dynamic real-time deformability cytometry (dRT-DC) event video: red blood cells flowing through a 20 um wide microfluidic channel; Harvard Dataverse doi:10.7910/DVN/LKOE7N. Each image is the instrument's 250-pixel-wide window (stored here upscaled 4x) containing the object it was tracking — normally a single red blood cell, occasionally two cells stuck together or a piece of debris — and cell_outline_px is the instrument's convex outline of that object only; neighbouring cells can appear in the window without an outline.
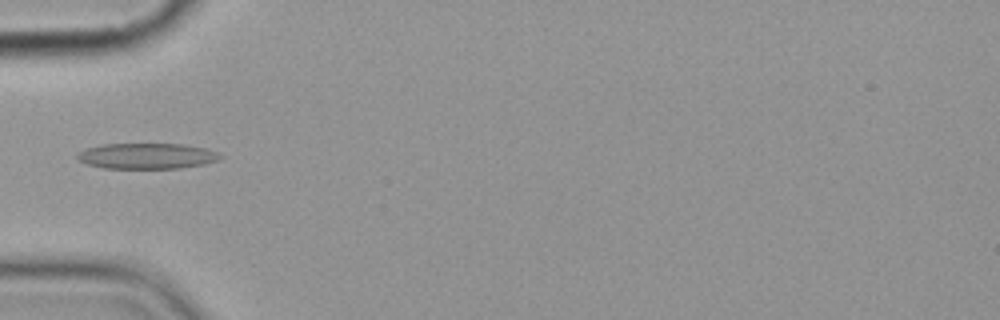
{"species": "common noctule bat (a hibernating species)", "species_latin": "Nyctalus noctula", "temperature_condition": "cold", "stored_images_in_passage": 3, "camera_frame_rate_fps": 3000, "um_per_image_px": 0.085, "animal": {"sex": "female", "body_mass_g": 19.9}, "frame": {"image": 1, "passage_image": 3, "time_ms": 2.333, "image_size_px": [1000, 320], "cell_outline_px": [[224, 156], [216, 160], [204, 164], [180, 168], [104, 168], [88, 164], [76, 160], [76, 156], [84, 148], [100, 144], [184, 144], [204, 148], [216, 152]], "centroid_in_image_um": [12.44, 13.25], "position_along_channel_um": 72.6, "area_um2": 21.39}}